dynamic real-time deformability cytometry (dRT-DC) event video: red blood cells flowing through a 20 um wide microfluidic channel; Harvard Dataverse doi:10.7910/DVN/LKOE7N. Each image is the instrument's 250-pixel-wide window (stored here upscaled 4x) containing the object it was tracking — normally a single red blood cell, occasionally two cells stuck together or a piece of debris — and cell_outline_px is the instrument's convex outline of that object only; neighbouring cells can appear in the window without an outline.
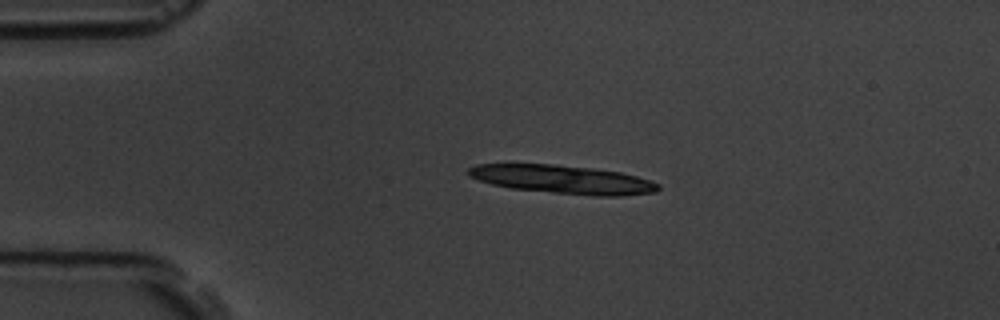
{"species": "common noctule bat (a hibernating species)", "species_latin": "Nyctalus noctula", "temperature_condition": "room temperature", "stored_images_in_passage": 46, "camera_frame_rate_fps": 3000, "um_per_image_px": 0.085, "animal": {"sex": "male", "body_mass_g": 19.5, "forearm_length_mm": 54.6}, "frame": {"image": 1, "passage_image": 1, "time_ms": 0.0, "image_size_px": [1000, 320], "cell_outline_px": [[660, 188], [656, 192], [620, 196], [592, 196], [512, 188], [492, 184], [468, 176], [468, 168], [476, 164], [556, 164], [592, 168], [620, 172], [636, 176], [660, 184]], "centroid_in_image_um": [47.85, 15.25], "position_along_channel_um": 37.2, "area_um2": 31.39}}
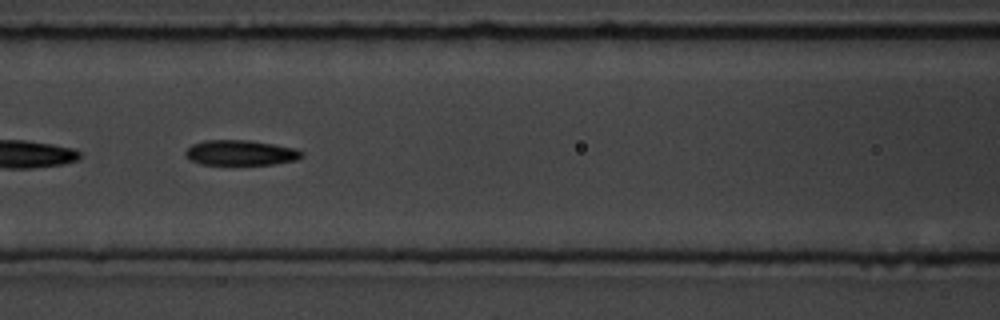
{"frame": {"image": 2, "passage_image": 14, "time_ms": 4.333, "image_size_px": [1000, 320], "cell_outline_px": [[304, 156], [296, 160], [276, 164], [200, 164], [184, 156], [184, 152], [192, 144], [204, 140], [248, 140], [296, 148], [304, 152]], "centroid_in_image_um": [20.47, 12.98], "position_along_channel_um": 146.1, "area_um2": 17.11}}
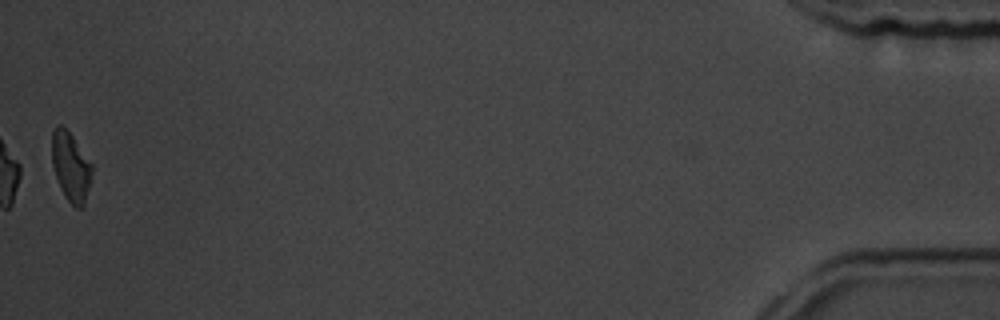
{"frame": {"image": 3, "passage_image": 46, "time_ms": 15.0, "image_size_px": [1000, 320], "cell_outline_px": [[92, 172], [84, 204], [80, 208], [76, 208], [64, 196], [60, 188], [52, 164], [52, 132], [60, 124], [72, 136], [92, 164]], "centroid_in_image_um": [6.01, 14.19], "position_along_channel_um": 429.2, "area_um2": 15.72}, "authors_computed_cell_mechanics": {"area_um2": 17.5134, "velocity_mm_per_s": 3.5533, "shape_relaxation_time_tau1_ms": 4.2672, "shape_relaxation_time_tau2_ms": 4.4329, "deformation_change_tau1": 0.1299, "deformation_change_tau2": 0.0987}}